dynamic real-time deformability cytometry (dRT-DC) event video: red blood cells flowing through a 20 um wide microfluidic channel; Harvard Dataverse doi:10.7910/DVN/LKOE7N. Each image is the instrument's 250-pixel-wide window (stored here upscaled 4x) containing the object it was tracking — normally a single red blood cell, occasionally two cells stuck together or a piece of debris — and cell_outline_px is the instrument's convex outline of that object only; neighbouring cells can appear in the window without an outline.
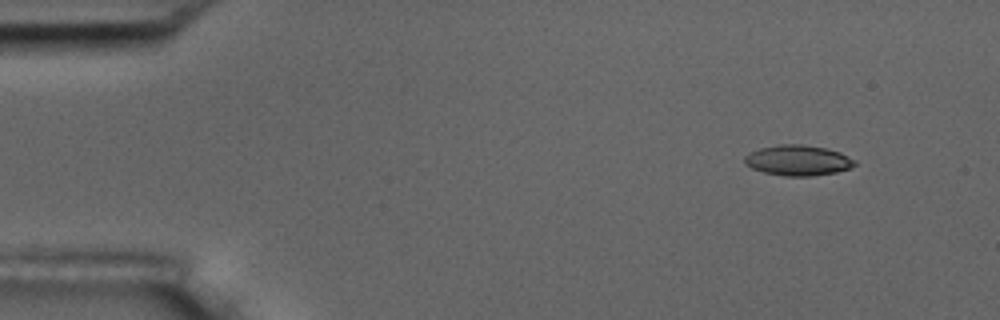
{"species": "common noctule bat (a hibernating species)", "species_latin": "Nyctalus noctula", "temperature_condition": "room temperature", "stored_images_in_passage": 52, "camera_frame_rate_fps": 3000, "um_per_image_px": 0.085, "animal": {"sex": "male", "body_mass_g": 17.5, "forearm_length_mm": 52.3}, "frame": {"image": 1, "passage_image": 1, "time_ms": 0.0, "image_size_px": [1000, 320], "cell_outline_px": [[856, 164], [848, 168], [836, 172], [812, 176], [784, 176], [764, 172], [752, 168], [744, 164], [744, 156], [760, 148], [780, 144], [800, 144], [824, 148], [840, 152], [856, 160]], "centroid_in_image_um": [67.82, 13.63], "position_along_channel_um": 17.2, "area_um2": 19.42}}
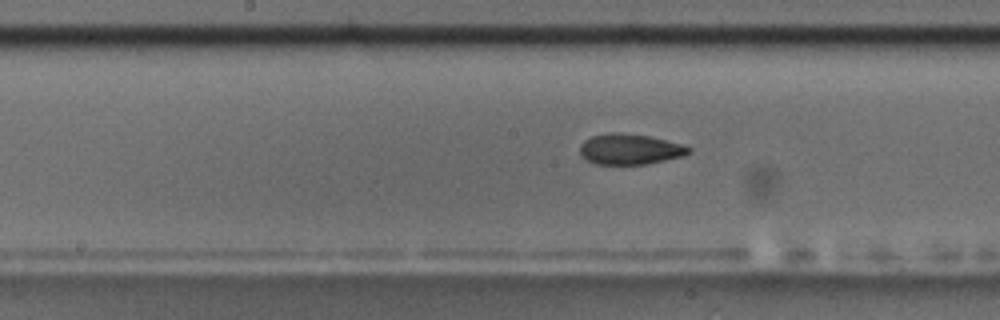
{"frame": {"image": 2, "passage_image": 24, "time_ms": 7.667, "image_size_px": [1000, 320], "cell_outline_px": [[692, 148], [688, 152], [680, 156], [648, 164], [596, 164], [580, 156], [580, 144], [584, 140], [592, 136], [608, 132], [624, 132], [648, 136], [684, 144]], "centroid_in_image_um": [53.5, 12.66], "position_along_channel_um": 194.7, "area_um2": 19.42}}
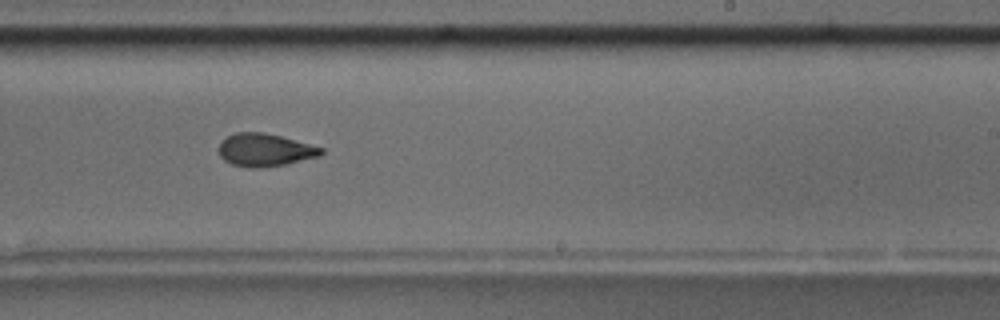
{"frame": {"image": 3, "passage_image": 30, "time_ms": 9.667, "image_size_px": [1000, 320], "cell_outline_px": [[324, 152], [320, 156], [284, 164], [260, 168], [252, 168], [232, 164], [224, 160], [220, 156], [220, 140], [236, 132], [264, 132], [280, 136], [324, 148]], "centroid_in_image_um": [22.51, 12.74], "position_along_channel_um": 266.5, "area_um2": 19.42}, "authors_computed_cell_mechanics": {"area_um2": 19.6231, "velocity_mm_per_s": 3.6027, "shape_relaxation_time_tau1_ms": 6.3256, "shape_relaxation_time_tau2_ms": 3.1527, "deformation_change_tau1": 0.1582, "deformation_change_tau2": 0.0949}}